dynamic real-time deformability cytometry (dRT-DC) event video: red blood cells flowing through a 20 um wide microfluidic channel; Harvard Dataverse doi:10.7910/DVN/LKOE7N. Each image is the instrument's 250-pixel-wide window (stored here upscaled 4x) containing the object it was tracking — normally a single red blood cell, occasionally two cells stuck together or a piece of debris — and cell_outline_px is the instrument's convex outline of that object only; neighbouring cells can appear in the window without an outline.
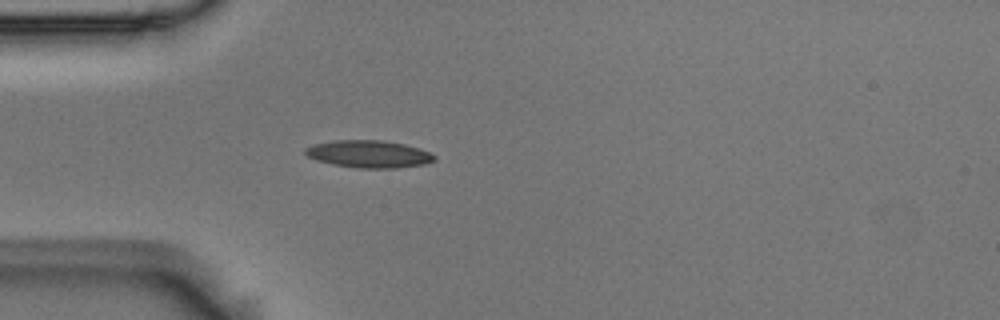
{"species": "Egyptian fruit bat (a non-hibernating species)", "species_latin": "Rousettus aegyptiacus", "temperature_condition": "room temperature", "stored_images_in_passage": 7, "camera_frame_rate_fps": 3000, "um_per_image_px": 0.085, "animal": {"sex": "male"}, "frame": {"image": 1, "passage_image": 7, "time_ms": 2.0, "image_size_px": [1000, 320], "cell_outline_px": [[436, 156], [432, 160], [424, 164], [396, 168], [360, 168], [332, 164], [316, 160], [308, 156], [304, 152], [304, 148], [312, 144], [332, 140], [380, 140], [404, 144], [420, 148]], "centroid_in_image_um": [31.3, 13.08], "position_along_channel_um": 53.7, "area_um2": 20.52}}